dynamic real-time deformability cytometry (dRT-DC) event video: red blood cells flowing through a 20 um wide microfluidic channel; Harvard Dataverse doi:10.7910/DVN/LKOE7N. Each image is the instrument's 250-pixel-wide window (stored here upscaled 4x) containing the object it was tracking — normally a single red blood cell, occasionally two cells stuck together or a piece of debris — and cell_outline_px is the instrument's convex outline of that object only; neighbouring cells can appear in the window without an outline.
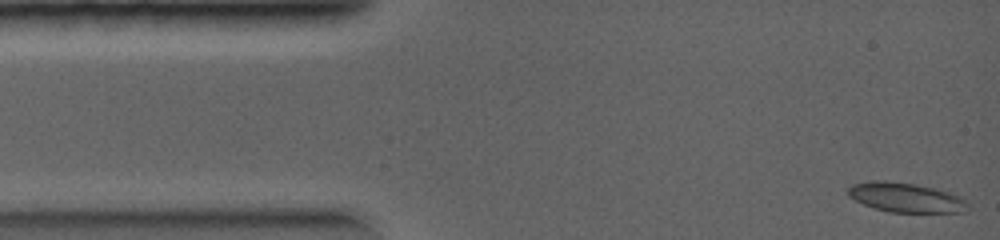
{"species": "common noctule bat (a hibernating species)", "species_latin": "Nyctalus noctula", "temperature_condition": "warm", "stored_images_in_passage": 24, "camera_frame_rate_fps": 5000, "um_per_image_px": 0.085, "animal": {"sex": "female", "body_mass_g": 19.0, "forearm_length_mm": 56.7}, "frame": {"image": 1, "passage_image": 1, "time_ms": 0.0, "image_size_px": [1000, 240], "cell_outline_px": [[968, 212], [888, 212], [864, 204], [848, 196], [848, 188], [852, 184], [876, 180], [884, 180], [916, 184], [932, 188], [960, 196], [968, 204]], "centroid_in_image_um": [76.99, 16.79], "position_along_channel_um": 8.0, "area_um2": 20.4}}
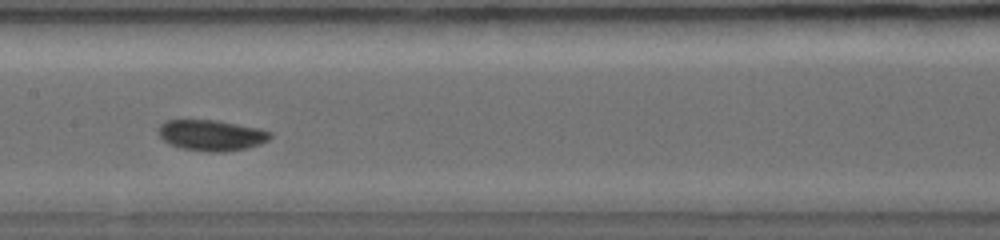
{"frame": {"image": 2, "passage_image": 17, "time_ms": 4.2, "image_size_px": [1000, 240], "cell_outline_px": [[272, 136], [268, 140], [260, 144], [248, 148], [224, 152], [208, 152], [184, 148], [168, 144], [160, 136], [160, 124], [164, 120], [216, 120], [260, 128], [272, 132]], "centroid_in_image_um": [18.01, 11.5], "position_along_channel_um": 189.4, "area_um2": 20.11}}
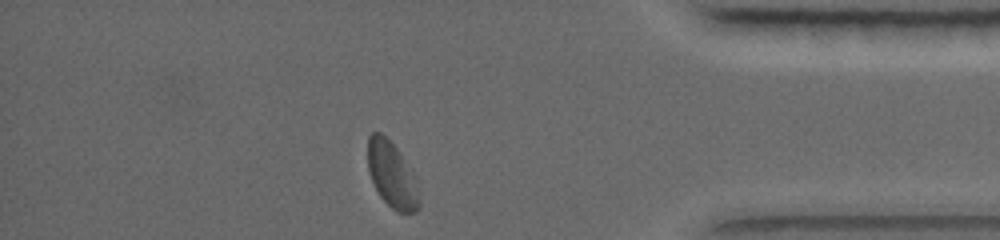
{"frame": {"image": 3, "passage_image": 24, "time_ms": 8.0, "image_size_px": [1000, 240], "cell_outline_px": [[420, 204], [416, 212], [396, 212], [380, 196], [372, 180], [368, 168], [368, 136], [372, 132], [380, 132], [396, 148], [416, 176], [420, 192]], "centroid_in_image_um": [33.35, 14.88], "position_along_channel_um": 401.9, "area_um2": 19.71}}